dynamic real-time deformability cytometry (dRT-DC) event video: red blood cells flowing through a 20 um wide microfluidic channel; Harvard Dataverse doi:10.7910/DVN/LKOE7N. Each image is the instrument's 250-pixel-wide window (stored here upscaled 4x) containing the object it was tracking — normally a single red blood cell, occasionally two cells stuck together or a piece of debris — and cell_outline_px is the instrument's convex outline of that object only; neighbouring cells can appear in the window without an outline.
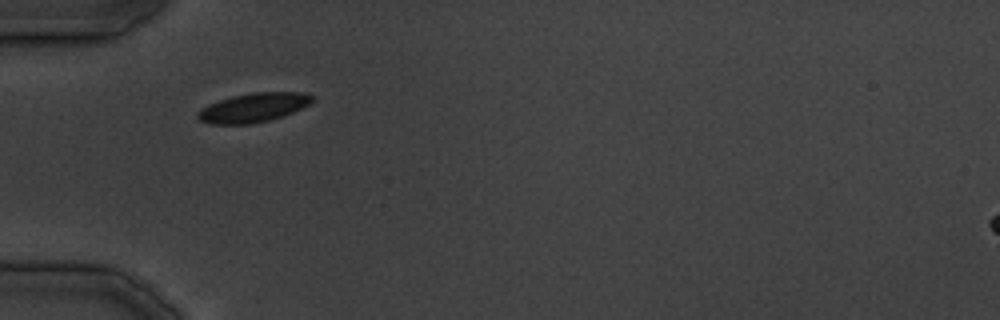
{"species": "common noctule bat (a hibernating species)", "species_latin": "Nyctalus noctula", "temperature_condition": "cold", "stored_images_in_passage": 24, "camera_frame_rate_fps": 3000, "um_per_image_px": 0.085, "animal": {"sex": "male", "body_mass_g": 19.5, "forearm_length_mm": 54.6}, "frame": {"image": 1, "passage_image": 1, "time_ms": 0.0, "image_size_px": [1000, 320], "cell_outline_px": [[312, 100], [308, 104], [284, 116], [252, 124], [208, 124], [200, 120], [196, 116], [196, 112], [200, 108], [208, 104], [232, 96], [252, 92], [308, 92], [312, 96]], "centroid_in_image_um": [21.49, 9.14], "position_along_channel_um": 63.5, "area_um2": 19.48}}